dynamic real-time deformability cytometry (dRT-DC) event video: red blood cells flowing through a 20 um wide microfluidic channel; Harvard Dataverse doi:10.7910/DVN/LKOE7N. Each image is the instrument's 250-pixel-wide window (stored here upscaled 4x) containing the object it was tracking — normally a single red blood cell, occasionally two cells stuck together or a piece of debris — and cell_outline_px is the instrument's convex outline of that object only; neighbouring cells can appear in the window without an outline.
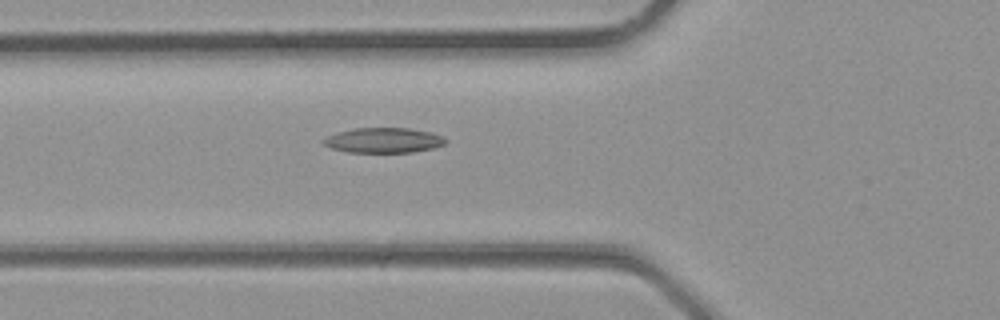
{"species": "common noctule bat (a hibernating species)", "species_latin": "Nyctalus noctula", "temperature_condition": "room temperature", "stored_images_in_passage": 26, "camera_frame_rate_fps": 3000, "um_per_image_px": 0.085, "animal": {"sex": "male", "body_mass_g": 23.1, "forearm_length_mm": 52.7}, "frame": {"image": 1, "passage_image": 4, "time_ms": 1.0, "image_size_px": [1000, 320], "cell_outline_px": [[448, 140], [444, 144], [432, 148], [412, 152], [348, 152], [332, 148], [324, 144], [320, 140], [328, 136], [340, 132], [356, 128], [408, 128], [432, 132], [444, 136]], "centroid_in_image_um": [32.64, 11.92], "position_along_channel_um": 93.2, "area_um2": 17.74}}
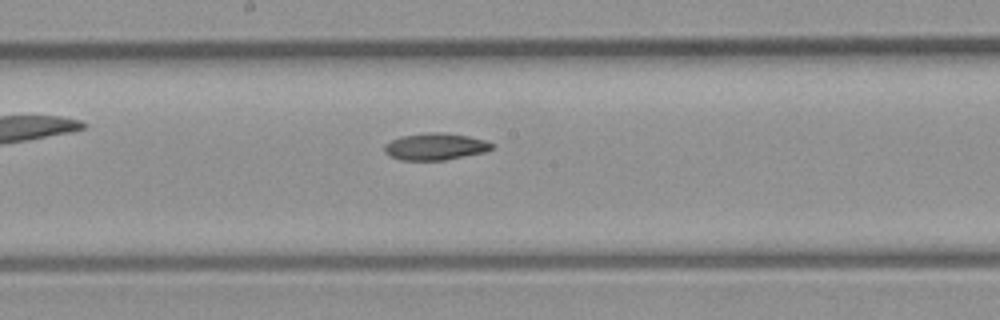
{"frame": {"image": 2, "passage_image": 10, "time_ms": 3.0, "image_size_px": [1000, 320], "cell_outline_px": [[496, 144], [492, 148], [484, 152], [444, 160], [400, 160], [388, 156], [384, 152], [384, 144], [400, 136], [432, 132], [440, 132], [468, 136], [484, 140]], "centroid_in_image_um": [36.97, 12.46], "position_along_channel_um": 211.2, "area_um2": 16.82}}
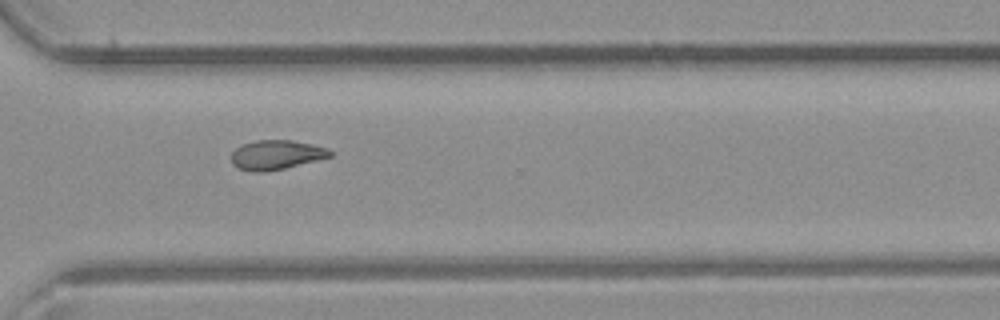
{"frame": {"image": 3, "passage_image": 17, "time_ms": 5.333, "image_size_px": [1000, 320], "cell_outline_px": [[332, 156], [284, 168], [264, 172], [256, 172], [240, 168], [232, 164], [232, 152], [236, 148], [244, 144], [256, 140], [292, 140], [312, 144], [328, 148], [332, 152]], "centroid_in_image_um": [23.49, 13.15], "position_along_channel_um": 347.1, "area_um2": 16.7}}